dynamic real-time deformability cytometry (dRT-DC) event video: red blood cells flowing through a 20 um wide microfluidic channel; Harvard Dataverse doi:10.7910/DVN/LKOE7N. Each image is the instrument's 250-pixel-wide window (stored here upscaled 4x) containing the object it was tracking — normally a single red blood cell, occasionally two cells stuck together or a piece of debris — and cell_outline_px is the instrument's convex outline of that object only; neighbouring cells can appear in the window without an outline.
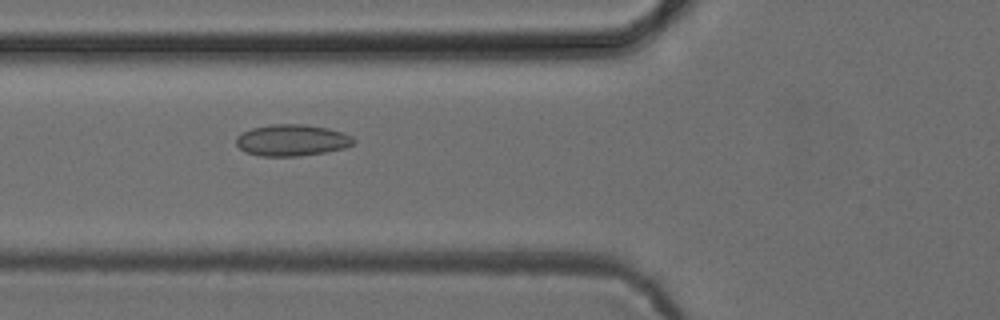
{"species": "common noctule bat (a hibernating species)", "species_latin": "Nyctalus noctula", "temperature_condition": "cold", "stored_images_in_passage": 52, "camera_frame_rate_fps": 3000, "um_per_image_px": 0.085, "animal": {"sex": "female", "body_mass_g": 24.6, "forearm_length_mm": 56.2}, "frame": {"image": 1, "passage_image": 20, "time_ms": 6.333, "image_size_px": [1000, 320], "cell_outline_px": [[356, 140], [352, 144], [344, 148], [324, 152], [300, 156], [260, 156], [244, 152], [236, 144], [236, 136], [252, 128], [272, 124], [304, 124], [328, 128], [352, 136]], "centroid_in_image_um": [24.79, 11.92], "position_along_channel_um": 101.0, "area_um2": 21.5}}
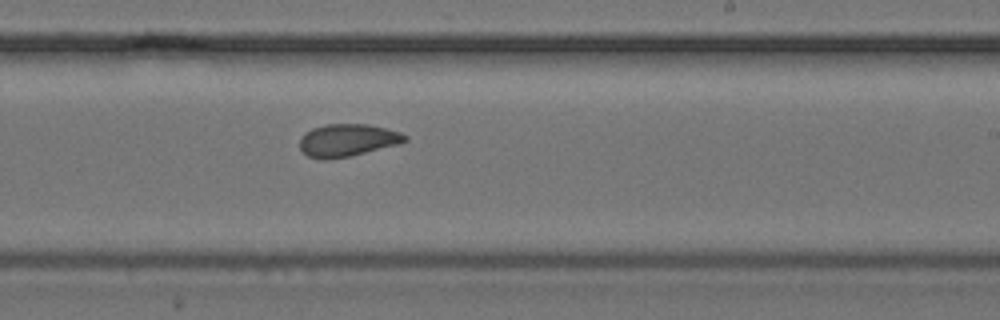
{"frame": {"image": 2, "passage_image": 32, "time_ms": 10.333, "image_size_px": [1000, 320], "cell_outline_px": [[408, 140], [400, 144], [348, 156], [328, 160], [320, 160], [308, 156], [300, 148], [300, 136], [304, 132], [312, 128], [324, 124], [368, 124], [400, 132], [408, 136]], "centroid_in_image_um": [29.51, 11.92], "position_along_channel_um": 259.5, "area_um2": 20.06}}
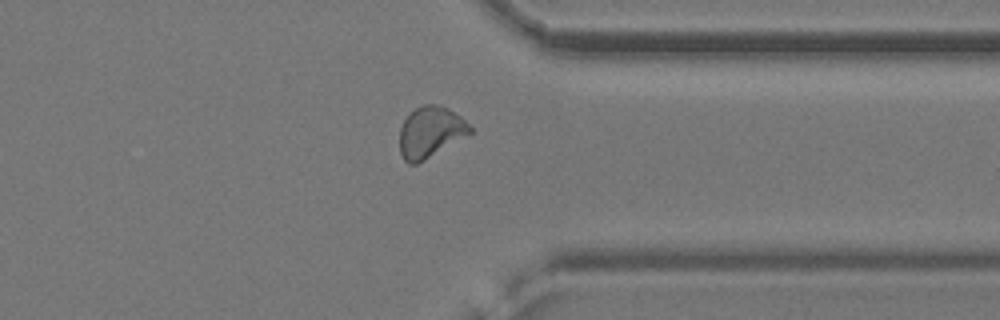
{"frame": {"image": 3, "passage_image": 41, "time_ms": 13.333, "image_size_px": [1000, 320], "cell_outline_px": [[472, 132], [424, 160], [416, 164], [408, 164], [404, 160], [400, 152], [400, 128], [404, 120], [416, 108], [424, 104], [436, 104], [448, 108], [460, 116], [472, 128]], "centroid_in_image_um": [36.57, 11.23], "position_along_channel_um": 374.8, "area_um2": 20.58}}